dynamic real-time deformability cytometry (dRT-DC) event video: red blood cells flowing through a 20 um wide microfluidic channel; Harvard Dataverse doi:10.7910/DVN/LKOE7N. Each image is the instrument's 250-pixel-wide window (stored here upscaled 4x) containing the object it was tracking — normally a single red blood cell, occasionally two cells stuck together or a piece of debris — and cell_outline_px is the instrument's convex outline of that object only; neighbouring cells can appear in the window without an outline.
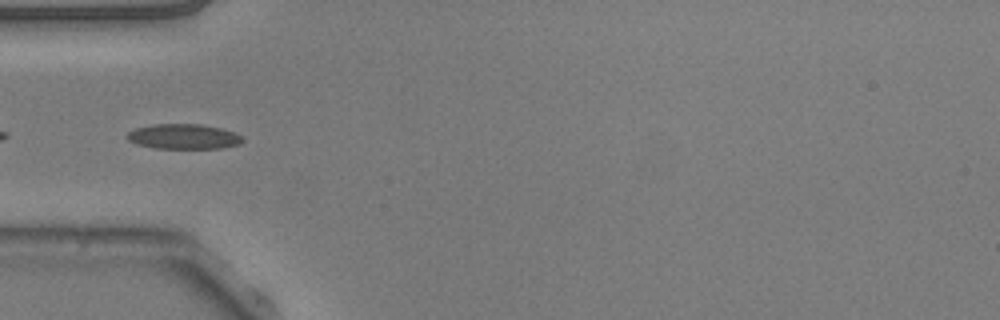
{"species": "common noctule bat (a hibernating species)", "species_latin": "Nyctalus noctula", "temperature_condition": "warm", "stored_images_in_passage": 26, "segment_of_instrument_passage": [2, 2], "camera_frame_rate_fps": 3000, "um_per_image_px": 0.085, "animal": {"sex": "male", "body_mass_g": 20.5, "forearm_length_mm": 52.5}, "frame": {"image": 1, "passage_image": 17, "time_ms": 5.333, "image_size_px": [1000, 320], "cell_outline_px": [[244, 140], [240, 144], [220, 148], [156, 148], [136, 144], [128, 140], [124, 136], [128, 132], [136, 128], [152, 124], [200, 124], [220, 128], [232, 132], [240, 136]], "centroid_in_image_um": [15.55, 11.6], "position_along_channel_um": 69.4, "area_um2": 16.76}}